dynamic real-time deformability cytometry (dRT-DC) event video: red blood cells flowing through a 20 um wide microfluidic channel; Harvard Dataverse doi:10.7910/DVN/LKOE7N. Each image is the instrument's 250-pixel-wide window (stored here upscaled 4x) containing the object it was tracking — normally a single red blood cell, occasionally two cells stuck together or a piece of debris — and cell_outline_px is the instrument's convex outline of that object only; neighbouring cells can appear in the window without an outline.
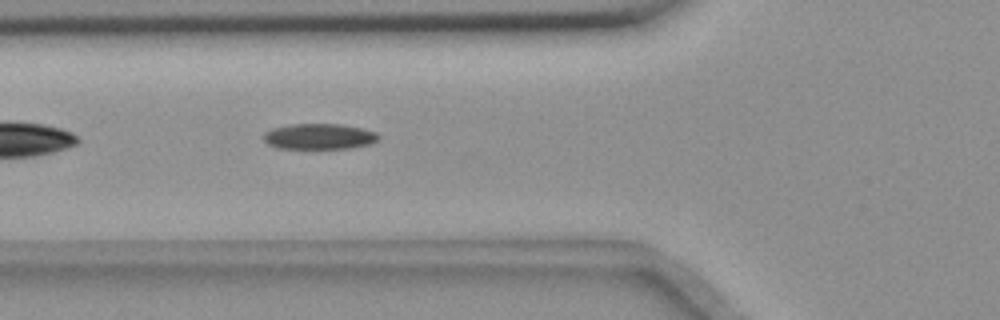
{"species": "common noctule bat (a hibernating species)", "species_latin": "Nyctalus noctula", "temperature_condition": "room temperature", "stored_images_in_passage": 39, "camera_frame_rate_fps": 3000, "um_per_image_px": 0.085, "animal": {"sex": "female", "body_mass_g": 18.4}, "frame": {"image": 1, "passage_image": 7, "time_ms": 2.0, "image_size_px": [1000, 320], "cell_outline_px": [[380, 136], [376, 140], [368, 144], [348, 148], [276, 148], [268, 144], [264, 140], [264, 132], [272, 128], [292, 124], [340, 124], [360, 128], [376, 132]], "centroid_in_image_um": [27.09, 11.59], "position_along_channel_um": 98.7, "area_um2": 16.99}}
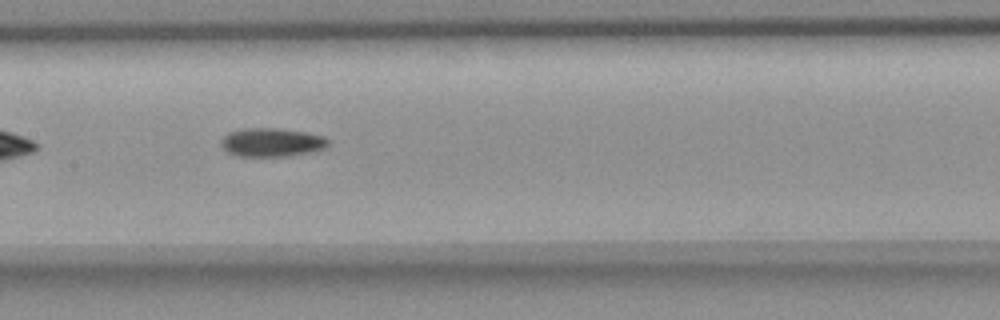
{"frame": {"image": 2, "passage_image": 14, "time_ms": 4.333, "image_size_px": [1000, 320], "cell_outline_px": [[328, 144], [324, 148], [308, 152], [284, 156], [236, 156], [228, 152], [220, 144], [220, 140], [228, 132], [244, 128], [276, 128], [304, 132], [324, 136], [328, 140]], "centroid_in_image_um": [23.04, 12.09], "position_along_channel_um": 184.4, "area_um2": 17.69}}
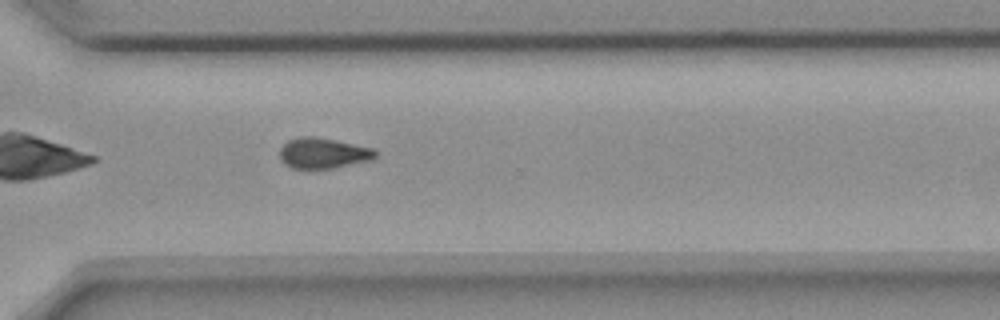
{"frame": {"image": 3, "passage_image": 27, "time_ms": 8.667, "image_size_px": [1000, 320], "cell_outline_px": [[376, 156], [372, 160], [332, 168], [292, 168], [284, 164], [280, 160], [280, 148], [288, 140], [300, 136], [312, 136], [336, 140], [372, 148], [376, 152]], "centroid_in_image_um": [27.44, 13.01], "position_along_channel_um": 343.2, "area_um2": 16.99}, "authors_computed_cell_mechanics": {"area_um2": 17.34, "velocity_mm_per_s": 3.6626, "shape_relaxation_time_tau1_ms": 8.1624, "shape_relaxation_time_tau2_ms": 9.4713, "deformation_change_tau1": 0.1752, "deformation_change_tau2": 0.1619}}